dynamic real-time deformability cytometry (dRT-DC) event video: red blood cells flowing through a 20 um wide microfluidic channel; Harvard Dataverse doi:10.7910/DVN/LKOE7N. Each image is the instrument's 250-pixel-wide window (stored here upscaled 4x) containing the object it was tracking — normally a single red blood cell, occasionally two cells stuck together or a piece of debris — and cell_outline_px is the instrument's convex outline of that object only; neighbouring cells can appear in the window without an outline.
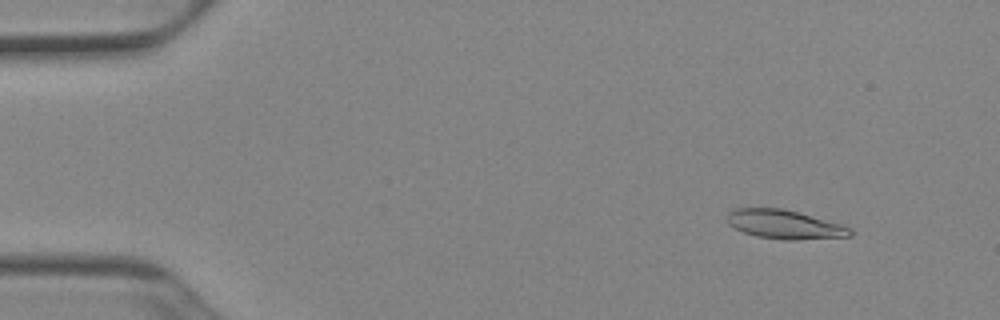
{"species": "Egyptian fruit bat (a non-hibernating species)", "species_latin": "Rousettus aegyptiacus", "temperature_condition": "cold", "stored_images_in_passage": 52, "camera_frame_rate_fps": 3000, "um_per_image_px": 0.085, "animal": {"sex": "female"}, "frame": {"image": 1, "passage_image": 6, "time_ms": 1.667, "image_size_px": [1000, 320], "cell_outline_px": [[852, 236], [796, 240], [784, 240], [756, 236], [744, 232], [728, 224], [728, 212], [736, 208], [784, 208], [840, 224], [852, 228]], "centroid_in_image_um": [66.7, 19.08], "position_along_channel_um": 18.3, "area_um2": 20.63}}
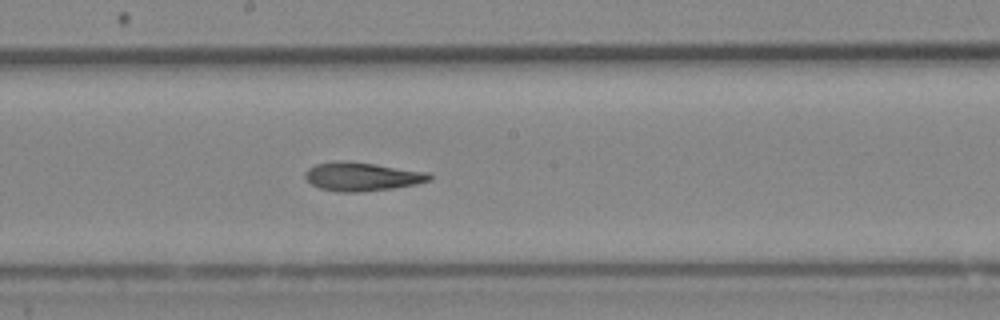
{"frame": {"image": 2, "passage_image": 29, "time_ms": 9.333, "image_size_px": [1000, 320], "cell_outline_px": [[432, 180], [416, 184], [392, 188], [360, 192], [340, 192], [320, 188], [312, 184], [304, 176], [304, 172], [308, 168], [316, 164], [336, 160], [344, 160], [376, 164], [428, 172], [432, 176]], "centroid_in_image_um": [30.76, 15.0], "position_along_channel_um": 217.4, "area_um2": 20.81}}
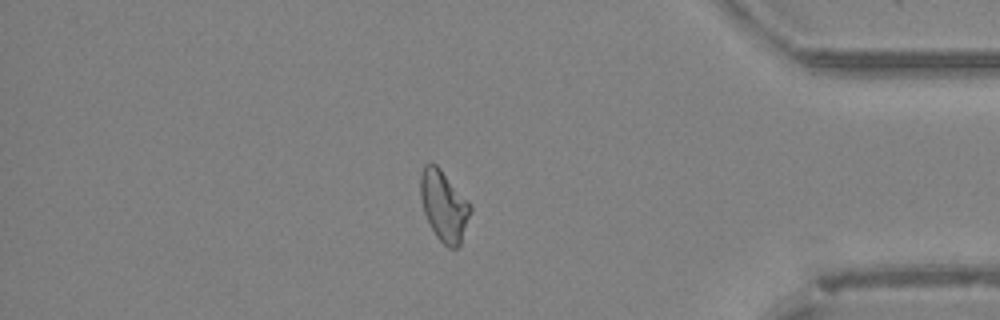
{"frame": {"image": 3, "passage_image": 45, "time_ms": 14.667, "image_size_px": [1000, 320], "cell_outline_px": [[472, 212], [460, 244], [456, 248], [448, 248], [436, 236], [424, 212], [420, 196], [420, 176], [424, 164], [436, 164], [440, 168], [472, 204]], "centroid_in_image_um": [37.76, 17.49], "position_along_channel_um": 397.4, "area_um2": 20.58}, "authors_computed_cell_mechanics": {"area_um2": 20.5768, "velocity_mm_per_s": 3.9227, "shape_relaxation_time_tau1_ms": null, "shape_relaxation_time_tau2_ms": 4.9962, "deformation_change_tau1": null, "deformation_change_tau2": 0.1385}}